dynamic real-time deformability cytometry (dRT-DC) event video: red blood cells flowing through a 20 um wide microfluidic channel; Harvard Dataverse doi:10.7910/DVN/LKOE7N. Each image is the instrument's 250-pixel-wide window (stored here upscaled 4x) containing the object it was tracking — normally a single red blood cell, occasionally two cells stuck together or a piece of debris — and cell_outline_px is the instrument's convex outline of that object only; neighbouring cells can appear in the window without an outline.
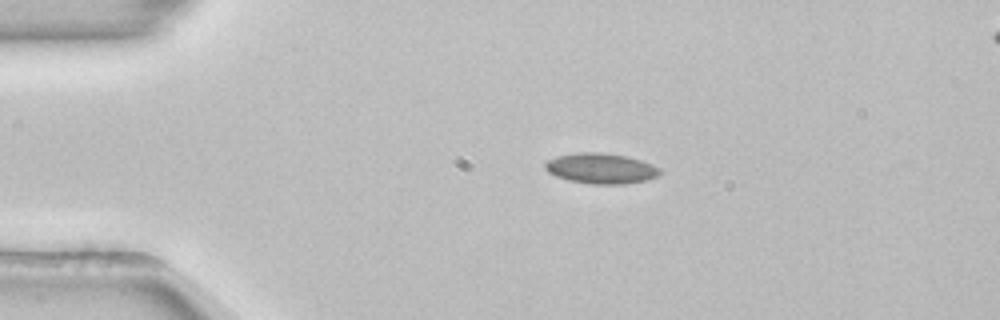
{"species": "common noctule bat (a hibernating species)", "species_latin": "Nyctalus noctula", "temperature_condition": "room temperature", "stored_images_in_passage": 38, "camera_frame_rate_fps": 3000, "um_per_image_px": 0.085, "animal": {"sex": "female", "body_mass_g": 22.7, "forearm_length_mm": 54.2}, "frame": {"image": 1, "passage_image": 1, "time_ms": 0.0, "image_size_px": [1000, 320], "cell_outline_px": [[660, 176], [648, 180], [624, 184], [592, 184], [568, 180], [556, 176], [548, 172], [544, 168], [544, 164], [548, 160], [556, 156], [580, 152], [600, 152], [628, 156], [652, 164], [660, 168]], "centroid_in_image_um": [51.1, 14.32], "position_along_channel_um": 33.9, "area_um2": 20.52}}
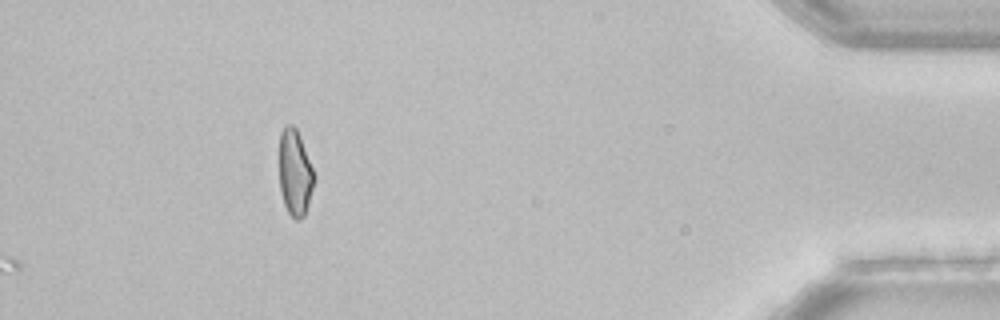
{"frame": {"image": 2, "passage_image": 38, "time_ms": 12.333, "image_size_px": [1000, 320], "cell_outline_px": [[316, 176], [308, 204], [304, 216], [300, 220], [296, 220], [288, 212], [284, 204], [280, 192], [280, 132], [284, 124], [292, 124], [296, 128], [300, 136]], "centroid_in_image_um": [25.07, 14.67], "position_along_channel_um": 410.1, "area_um2": 17.57}, "authors_computed_cell_mechanics": {"area_um2": 19.3919, "velocity_mm_per_s": 3.8888, "shape_relaxation_time_tau1_ms": 8.6078, "shape_relaxation_time_tau2_ms": 5.8833, "deformation_change_tau1": 0.1176, "deformation_change_tau2": 0.0881}}